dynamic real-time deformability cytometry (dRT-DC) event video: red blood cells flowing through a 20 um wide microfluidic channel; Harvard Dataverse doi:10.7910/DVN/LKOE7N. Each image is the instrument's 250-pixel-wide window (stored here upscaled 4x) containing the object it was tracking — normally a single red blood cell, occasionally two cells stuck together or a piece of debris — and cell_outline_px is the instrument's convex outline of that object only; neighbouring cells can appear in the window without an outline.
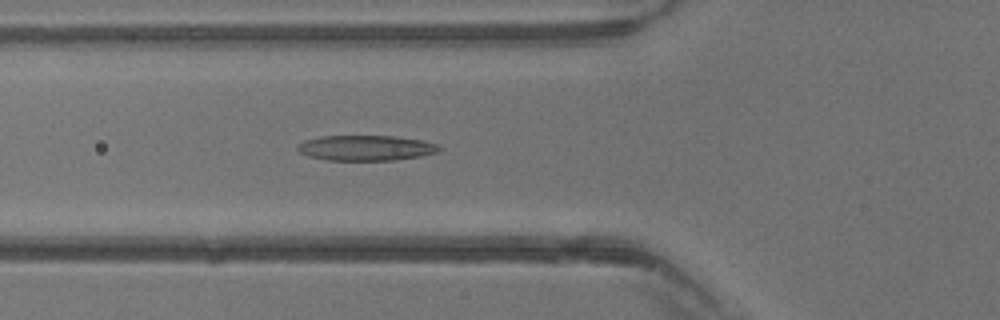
{"species": "common noctule bat (a hibernating species)", "species_latin": "Nyctalus noctula", "temperature_condition": "warm", "stored_images_in_passage": 30, "camera_frame_rate_fps": 3000, "um_per_image_px": 0.085, "animal": {"sex": "male", "body_mass_g": 13.3}, "frame": {"image": 1, "passage_image": 5, "time_ms": 1.333, "image_size_px": [1000, 320], "cell_outline_px": [[440, 148], [436, 152], [420, 156], [396, 160], [328, 160], [308, 156], [300, 152], [296, 148], [296, 144], [304, 140], [320, 136], [392, 136], [420, 140], [436, 144]], "centroid_in_image_um": [31.03, 12.57], "position_along_channel_um": 94.8, "area_um2": 20.75}}
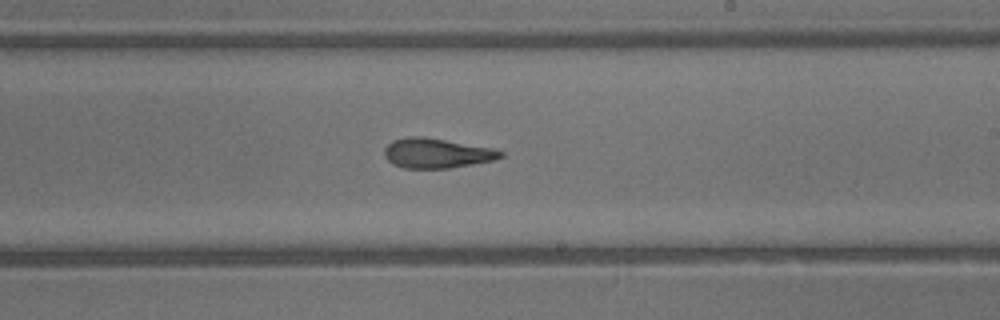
{"frame": {"image": 2, "passage_image": 14, "time_ms": 4.333, "image_size_px": [1000, 320], "cell_outline_px": [[504, 156], [496, 160], [448, 168], [404, 168], [392, 164], [384, 156], [384, 148], [392, 140], [408, 136], [424, 136], [496, 148], [504, 152]], "centroid_in_image_um": [37.14, 13.01], "position_along_channel_um": 251.9, "area_um2": 20.52}}
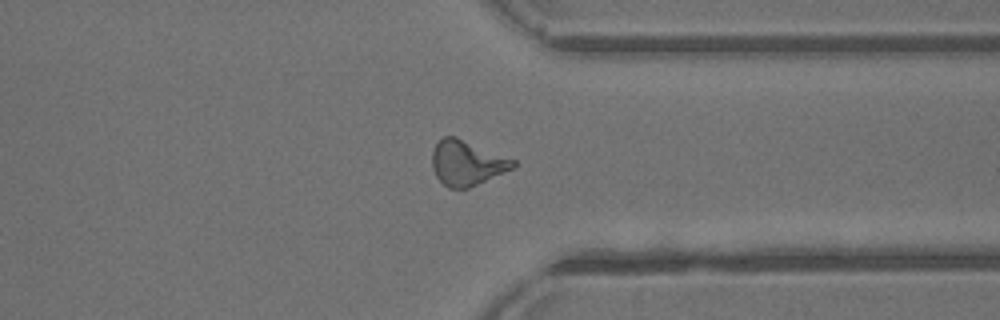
{"frame": {"image": 3, "passage_image": 21, "time_ms": 6.667, "image_size_px": [1000, 320], "cell_outline_px": [[516, 164], [512, 168], [468, 188], [448, 188], [436, 176], [432, 168], [432, 152], [436, 144], [444, 136], [456, 136], [516, 160]], "centroid_in_image_um": [39.66, 13.83], "position_along_channel_um": 371.7, "area_um2": 20.98}}